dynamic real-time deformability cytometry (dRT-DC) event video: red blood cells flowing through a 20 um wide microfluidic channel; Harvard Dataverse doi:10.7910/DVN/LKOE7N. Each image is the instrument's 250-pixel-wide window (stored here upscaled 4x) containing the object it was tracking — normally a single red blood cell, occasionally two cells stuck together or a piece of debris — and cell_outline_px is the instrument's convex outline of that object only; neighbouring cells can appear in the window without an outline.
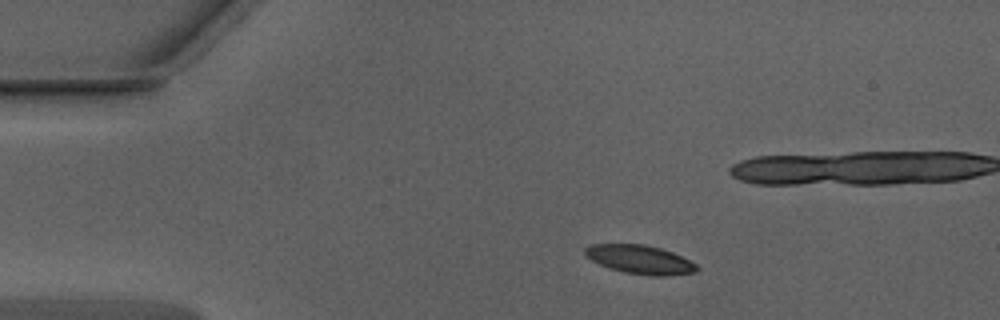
{"species": "Egyptian fruit bat (a non-hibernating species)", "species_latin": "Rousettus aegyptiacus", "temperature_condition": "warm", "stored_images_in_passage": 3, "camera_frame_rate_fps": 3000, "um_per_image_px": 0.085, "animal": {"sex": "male"}, "frame": {"image": 1, "passage_image": 1, "time_ms": 0.0, "image_size_px": [1000, 320], "cell_outline_px": [[700, 268], [696, 272], [660, 276], [656, 276], [624, 272], [600, 264], [592, 260], [584, 252], [584, 248], [592, 244], [644, 244], [660, 248], [672, 252], [696, 264]], "centroid_in_image_um": [54.41, 22.05], "position_along_channel_um": 30.6, "area_um2": 18.38}}